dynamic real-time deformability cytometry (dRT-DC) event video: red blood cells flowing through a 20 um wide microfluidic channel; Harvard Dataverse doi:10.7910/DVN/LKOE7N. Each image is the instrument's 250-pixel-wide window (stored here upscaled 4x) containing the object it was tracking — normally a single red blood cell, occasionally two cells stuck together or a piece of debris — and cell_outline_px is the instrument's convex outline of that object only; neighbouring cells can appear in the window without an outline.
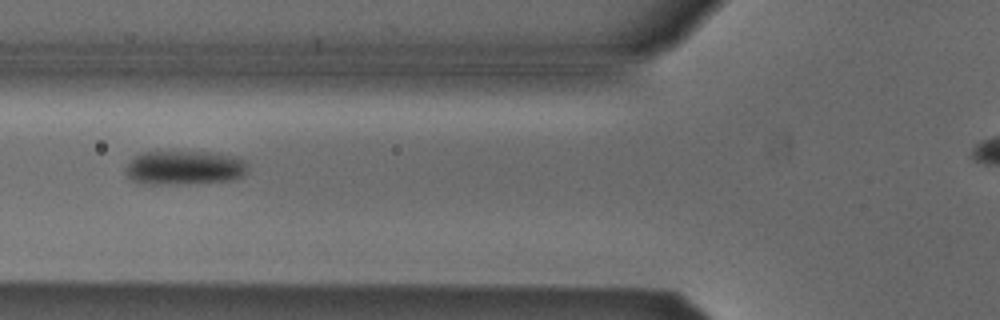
{"species": "Egyptian fruit bat (a non-hibernating species)", "species_latin": "Rousettus aegyptiacus", "temperature_condition": "cold", "stored_images_in_passage": 8, "camera_frame_rate_fps": 3000, "um_per_image_px": 0.085, "animal": {"sex": "male"}, "frame": {"image": 1, "passage_image": 8, "time_ms": 2.333, "image_size_px": [1000, 320], "cell_outline_px": [[248, 172], [244, 176], [236, 180], [156, 184], [152, 184], [132, 180], [124, 172], [124, 168], [136, 156], [144, 152], [216, 152], [236, 156], [244, 160], [248, 164]], "centroid_in_image_um": [15.75, 14.24], "position_along_channel_um": 110.0, "area_um2": 24.22}}